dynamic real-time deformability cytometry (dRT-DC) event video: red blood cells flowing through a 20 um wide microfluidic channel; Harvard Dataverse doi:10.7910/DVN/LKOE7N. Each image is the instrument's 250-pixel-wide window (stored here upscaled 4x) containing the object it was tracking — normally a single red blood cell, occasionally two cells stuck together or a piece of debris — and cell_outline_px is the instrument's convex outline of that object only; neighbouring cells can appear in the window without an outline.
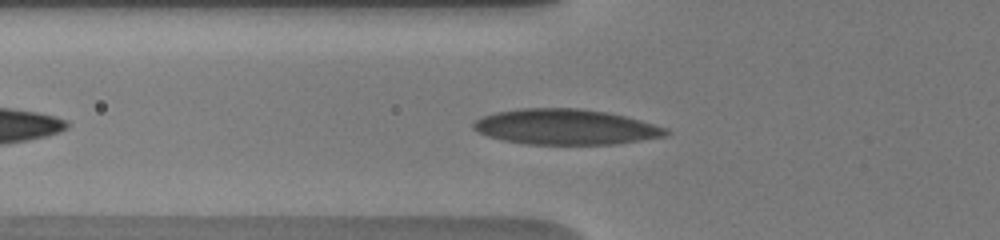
{"species": "human", "species_latin": "Homo sapiens", "temperature_condition": "warm", "stored_images_in_passage": 12, "camera_frame_rate_fps": 3000, "um_per_image_px": 0.085, "donor": {"sex": "male"}, "frame": {"image": 1, "passage_image": 6, "time_ms": 0.667, "image_size_px": [1000, 240], "cell_outline_px": [[672, 132], [664, 136], [612, 144], [528, 144], [504, 140], [488, 136], [472, 128], [472, 124], [476, 120], [484, 116], [496, 112], [520, 108], [576, 108], [604, 112], [624, 116], [640, 120], [668, 128]], "centroid_in_image_um": [48.07, 10.78], "position_along_channel_um": 77.7, "area_um2": 39.36}}
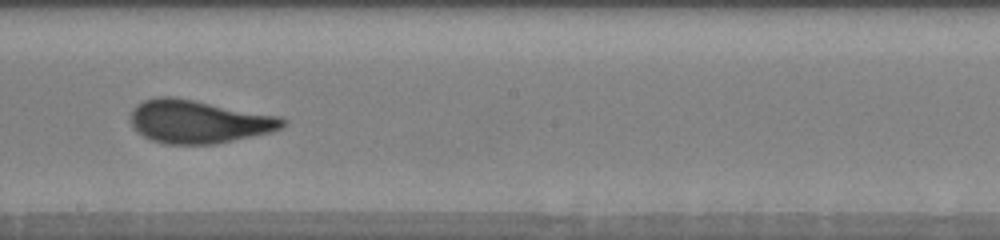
{"frame": {"image": 2, "passage_image": 11, "time_ms": 4.667, "image_size_px": [1000, 240], "cell_outline_px": [[288, 120], [280, 128], [272, 132], [216, 144], [164, 144], [152, 140], [136, 132], [132, 128], [132, 112], [144, 100], [160, 96], [172, 96], [280, 116]], "centroid_in_image_um": [16.9, 10.35], "position_along_channel_um": 231.3, "area_um2": 38.03}}
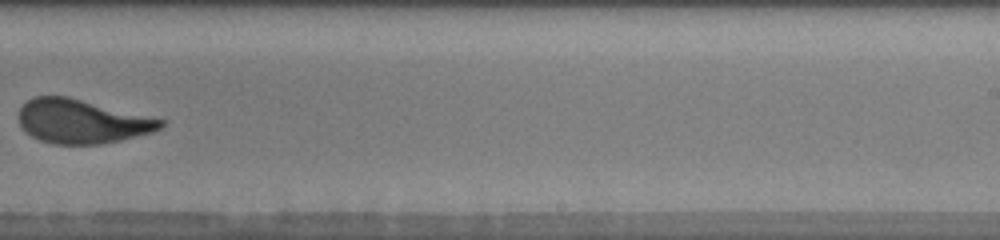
{"frame": {"image": 3, "passage_image": 12, "time_ms": 6.0, "image_size_px": [1000, 240], "cell_outline_px": [[164, 124], [160, 128], [152, 132], [120, 140], [100, 144], [52, 144], [40, 140], [32, 136], [20, 124], [20, 108], [28, 100], [36, 96], [68, 96], [164, 120]], "centroid_in_image_um": [6.95, 10.32], "position_along_channel_um": 282.0, "area_um2": 35.84}}